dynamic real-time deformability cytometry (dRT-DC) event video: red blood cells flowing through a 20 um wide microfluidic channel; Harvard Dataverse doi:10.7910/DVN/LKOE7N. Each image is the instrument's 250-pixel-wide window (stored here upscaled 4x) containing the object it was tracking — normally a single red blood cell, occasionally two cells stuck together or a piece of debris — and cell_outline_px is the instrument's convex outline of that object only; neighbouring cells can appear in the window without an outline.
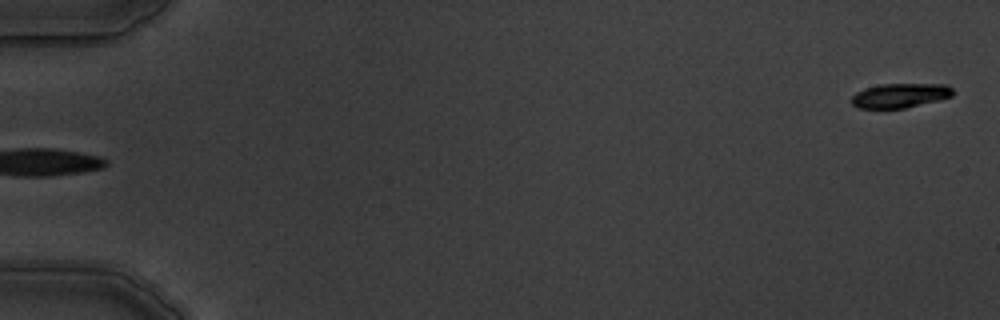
{"species": "common noctule bat (a hibernating species)", "species_latin": "Nyctalus noctula", "temperature_condition": "warm", "stored_images_in_passage": 6, "camera_frame_rate_fps": 3000, "um_per_image_px": 0.085, "animal": {"sex": "male", "body_mass_g": 19.5, "forearm_length_mm": 54.6}, "frame": {"image": 1, "passage_image": 6, "time_ms": 6.0, "image_size_px": [1000, 320], "cell_outline_px": [[952, 96], [904, 108], [860, 108], [852, 104], [852, 96], [856, 92], [864, 88], [880, 84], [948, 84], [952, 88]], "centroid_in_image_um": [76.48, 8.1], "position_along_channel_um": 8.5, "area_um2": 14.22}}